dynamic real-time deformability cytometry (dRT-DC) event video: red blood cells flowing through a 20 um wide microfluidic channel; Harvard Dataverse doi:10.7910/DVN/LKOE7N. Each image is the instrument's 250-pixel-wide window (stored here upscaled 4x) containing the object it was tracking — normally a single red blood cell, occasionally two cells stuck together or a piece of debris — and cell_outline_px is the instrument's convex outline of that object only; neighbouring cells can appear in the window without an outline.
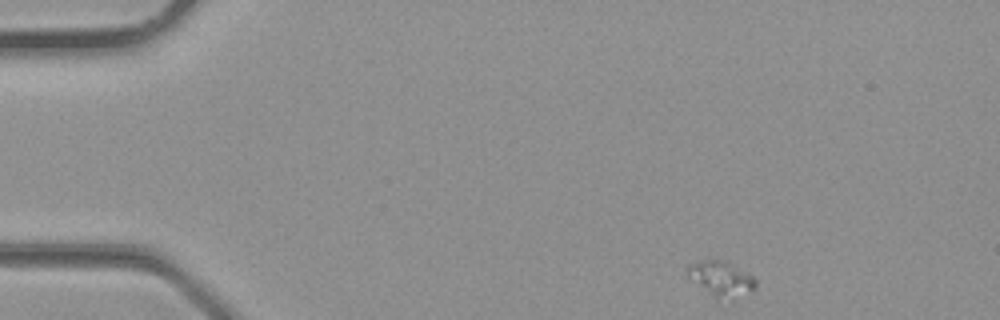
{"species": "common noctule bat (a hibernating species)", "species_latin": "Nyctalus noctula", "temperature_condition": "room temperature", "stored_images_in_passage": 32, "camera_frame_rate_fps": 3000, "um_per_image_px": 0.085, "animal": {"sex": "male", "body_mass_g": 23.1, "forearm_length_mm": 52.7}, "frame": {"image": 1, "passage_image": 1, "time_ms": 0.0, "image_size_px": [1000, 320], "cell_outline_px": [[756, 288], [716, 296], [688, 276], [688, 264], [700, 260], [724, 260], [752, 276], [756, 280]], "centroid_in_image_um": [61.24, 23.54], "position_along_channel_um": 23.8, "area_um2": 12.2}}
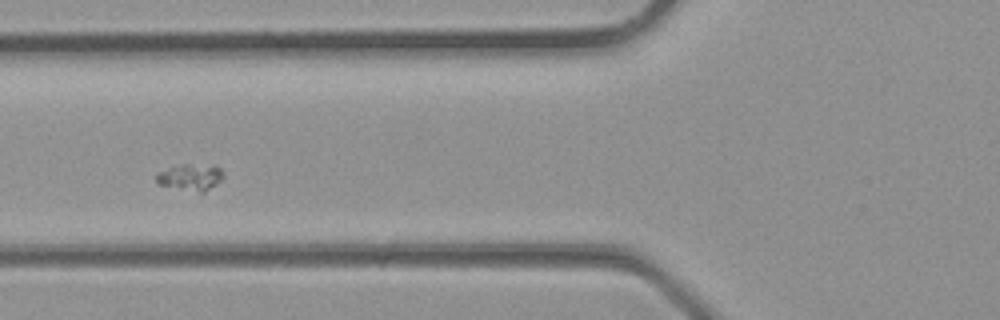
{"frame": {"image": 2, "passage_image": 10, "time_ms": 3.0, "image_size_px": [1000, 320], "cell_outline_px": [[224, 176], [216, 184], [204, 192], [200, 192], [156, 184], [156, 172], [180, 164], [188, 164], [220, 168], [224, 172]], "centroid_in_image_um": [16.14, 15.06], "position_along_channel_um": 109.7, "area_um2": 10.12}}
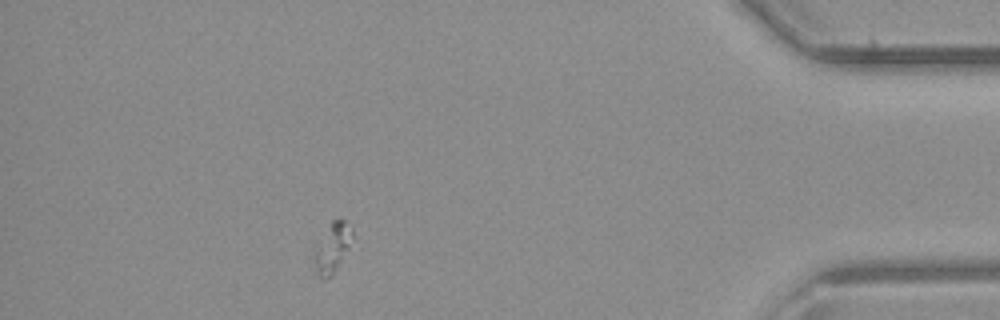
{"frame": {"image": 3, "passage_image": 28, "time_ms": 9.0, "image_size_px": [1000, 320], "cell_outline_px": [[352, 236], [348, 248], [332, 276], [324, 280], [316, 272], [312, 256], [332, 220], [344, 220], [352, 228]], "centroid_in_image_um": [28.23, 21.1], "position_along_channel_um": 407.0, "area_um2": 10.52}}